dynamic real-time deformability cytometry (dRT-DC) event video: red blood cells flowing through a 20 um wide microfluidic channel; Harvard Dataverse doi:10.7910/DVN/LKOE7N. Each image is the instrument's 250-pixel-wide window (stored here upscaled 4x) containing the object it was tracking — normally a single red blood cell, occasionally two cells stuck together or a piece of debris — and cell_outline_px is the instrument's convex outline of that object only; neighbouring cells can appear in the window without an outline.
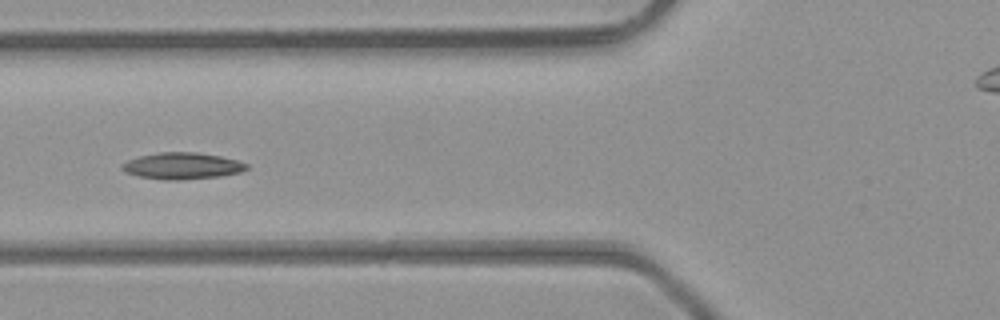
{"species": "common noctule bat (a hibernating species)", "species_latin": "Nyctalus noctula", "temperature_condition": "room temperature", "stored_images_in_passage": 4, "camera_frame_rate_fps": 3000, "um_per_image_px": 0.085, "animal": {"sex": "male", "body_mass_g": 23.1, "forearm_length_mm": 52.7}, "frame": {"image": 1, "passage_image": 4, "time_ms": 1.0, "image_size_px": [1000, 320], "cell_outline_px": [[248, 168], [240, 172], [220, 176], [180, 180], [164, 180], [140, 176], [124, 172], [120, 168], [128, 160], [140, 156], [160, 152], [196, 152], [220, 156], [236, 160], [248, 164]], "centroid_in_image_um": [15.49, 14.1], "position_along_channel_um": 110.3, "area_um2": 19.13}}